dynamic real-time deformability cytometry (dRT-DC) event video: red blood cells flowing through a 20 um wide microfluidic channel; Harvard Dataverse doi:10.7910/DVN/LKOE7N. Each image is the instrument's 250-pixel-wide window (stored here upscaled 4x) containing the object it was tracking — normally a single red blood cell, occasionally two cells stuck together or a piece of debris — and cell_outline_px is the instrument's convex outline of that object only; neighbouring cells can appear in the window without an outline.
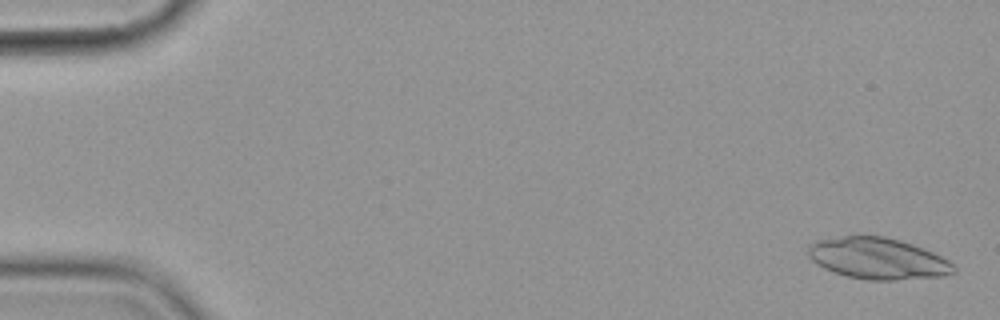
{"species": "common noctule bat (a hibernating species)", "species_latin": "Nyctalus noctula", "temperature_condition": "cold", "stored_images_in_passage": 6, "camera_frame_rate_fps": 3000, "um_per_image_px": 0.085, "animal": {"sex": "female", "body_mass_g": 19.9}, "frame": {"image": 1, "passage_image": 1, "time_ms": 0.0, "image_size_px": [1000, 320], "cell_outline_px": [[956, 272], [944, 276], [896, 280], [868, 280], [848, 276], [824, 268], [816, 264], [808, 256], [808, 244], [816, 240], [844, 236], [884, 236], [900, 240], [912, 244], [932, 252], [948, 260], [956, 268]], "centroid_in_image_um": [74.61, 21.97], "position_along_channel_um": 10.4, "area_um2": 35.03}}